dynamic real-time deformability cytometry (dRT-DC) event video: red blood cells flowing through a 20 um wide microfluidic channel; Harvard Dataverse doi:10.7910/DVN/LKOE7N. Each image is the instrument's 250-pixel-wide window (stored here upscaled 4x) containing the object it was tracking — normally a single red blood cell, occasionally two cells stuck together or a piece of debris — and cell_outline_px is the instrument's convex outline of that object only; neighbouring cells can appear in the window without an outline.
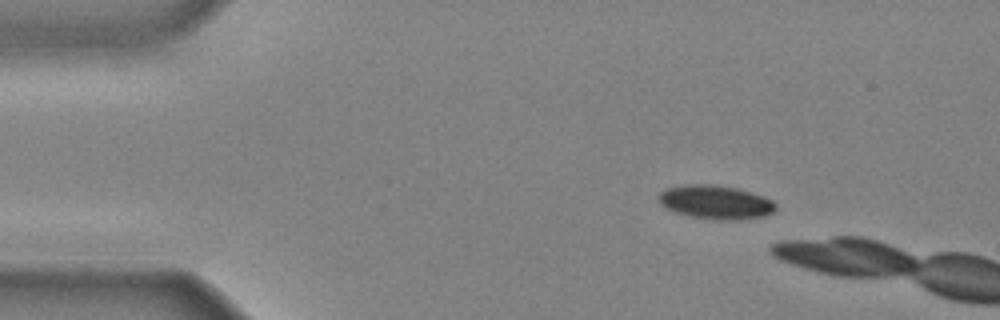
{"species": "common noctule bat (a hibernating species)", "species_latin": "Nyctalus noctula", "temperature_condition": "cold", "stored_images_in_passage": 3, "camera_frame_rate_fps": 3000, "um_per_image_px": 0.085, "animal": {"sex": "male", "body_mass_g": 20.4}, "frame": {"image": 1, "passage_image": 1, "time_ms": 0.0, "image_size_px": [1000, 320], "cell_outline_px": [[776, 208], [772, 212], [764, 216], [740, 220], [716, 220], [692, 216], [676, 212], [660, 204], [660, 192], [668, 188], [684, 184], [716, 184], [736, 188], [752, 192], [764, 196], [772, 200], [776, 204]], "centroid_in_image_um": [60.87, 17.18], "position_along_channel_um": 24.1, "area_um2": 23.0}}